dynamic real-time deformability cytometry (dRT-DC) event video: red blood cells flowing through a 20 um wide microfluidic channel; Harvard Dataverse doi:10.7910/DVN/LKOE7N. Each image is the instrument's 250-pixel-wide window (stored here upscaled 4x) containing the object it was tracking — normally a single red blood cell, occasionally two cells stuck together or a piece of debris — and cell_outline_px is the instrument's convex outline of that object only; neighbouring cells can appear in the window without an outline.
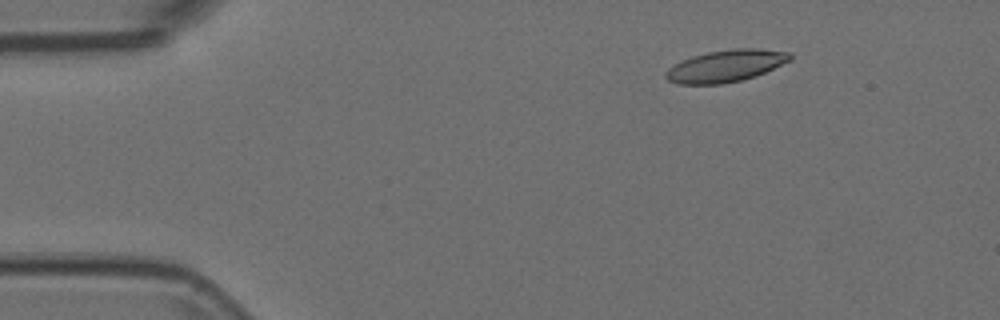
{"species": "Egyptian fruit bat (a non-hibernating species)", "species_latin": "Rousettus aegyptiacus", "temperature_condition": "room temperature", "stored_images_in_passage": 19, "camera_frame_rate_fps": 3000, "um_per_image_px": 0.085, "animal": {"sex": "female"}, "frame": {"image": 1, "passage_image": 8, "time_ms": 2.333, "image_size_px": [1000, 320], "cell_outline_px": [[792, 60], [756, 76], [744, 80], [720, 84], [676, 84], [668, 80], [664, 76], [664, 72], [668, 68], [692, 56], [708, 52], [736, 48], [756, 48], [792, 52]], "centroid_in_image_um": [61.72, 5.61], "position_along_channel_um": 23.3, "area_um2": 23.29}}
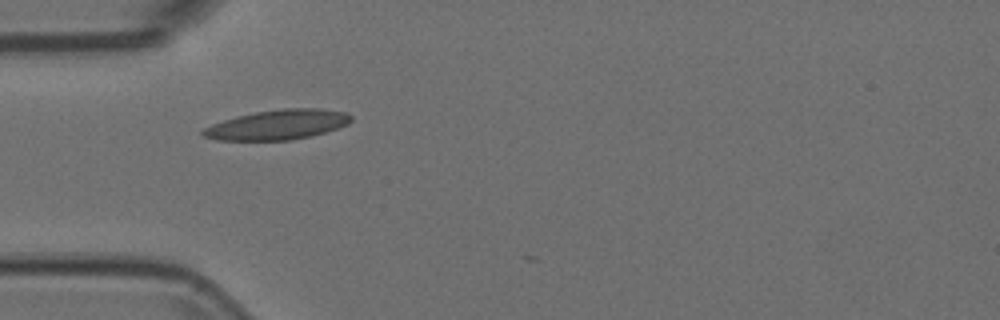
{"frame": {"image": 2, "passage_image": 17, "time_ms": 5.333, "image_size_px": [1000, 320], "cell_outline_px": [[352, 120], [348, 124], [312, 136], [288, 140], [216, 140], [204, 136], [200, 132], [204, 128], [212, 124], [236, 116], [256, 112], [284, 108], [320, 108], [348, 112], [352, 116]], "centroid_in_image_um": [23.62, 10.59], "position_along_channel_um": 61.4, "area_um2": 25.72}}